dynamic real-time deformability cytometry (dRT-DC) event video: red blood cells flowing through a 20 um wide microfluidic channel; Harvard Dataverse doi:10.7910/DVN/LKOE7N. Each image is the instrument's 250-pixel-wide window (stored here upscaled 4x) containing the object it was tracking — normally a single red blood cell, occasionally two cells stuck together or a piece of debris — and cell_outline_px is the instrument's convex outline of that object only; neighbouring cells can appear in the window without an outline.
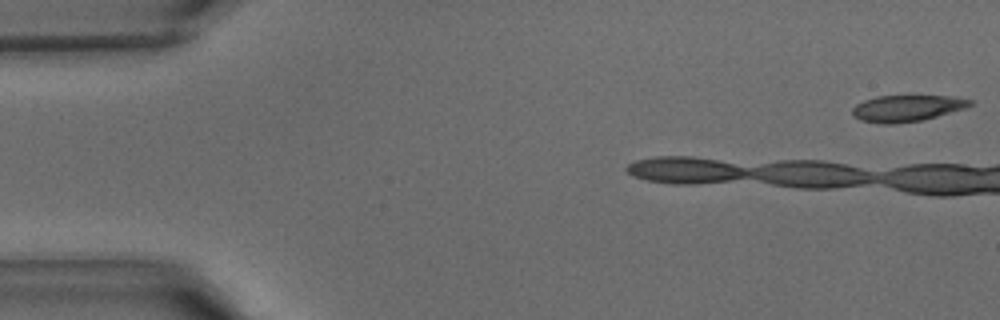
{"species": "common noctule bat (a hibernating species)", "species_latin": "Nyctalus noctula", "temperature_condition": "warm", "stored_images_in_passage": 4, "camera_frame_rate_fps": 3000, "um_per_image_px": 0.085, "animal": {"sex": "male", "body_mass_g": 15.6}, "frame": {"image": 1, "passage_image": 1, "time_ms": 0.0, "image_size_px": [1000, 320], "cell_outline_px": [[972, 104], [964, 108], [936, 116], [920, 120], [892, 124], [880, 124], [860, 120], [852, 116], [852, 108], [856, 104], [864, 100], [876, 96], [952, 96], [972, 100]], "centroid_in_image_um": [77.02, 9.2], "position_along_channel_um": 8.0, "area_um2": 17.98}}